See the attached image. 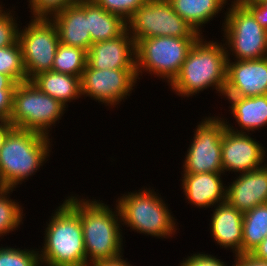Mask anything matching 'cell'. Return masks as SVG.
I'll list each match as a JSON object with an SVG mask.
<instances>
[{
  "label": "cell",
  "mask_w": 267,
  "mask_h": 266,
  "mask_svg": "<svg viewBox=\"0 0 267 266\" xmlns=\"http://www.w3.org/2000/svg\"><path fill=\"white\" fill-rule=\"evenodd\" d=\"M15 87H0V120L10 119Z\"/></svg>",
  "instance_id": "d6a6232c"
},
{
  "label": "cell",
  "mask_w": 267,
  "mask_h": 266,
  "mask_svg": "<svg viewBox=\"0 0 267 266\" xmlns=\"http://www.w3.org/2000/svg\"><path fill=\"white\" fill-rule=\"evenodd\" d=\"M182 189L191 205L199 208H213L226 201V187L222 173H183Z\"/></svg>",
  "instance_id": "d6986e66"
},
{
  "label": "cell",
  "mask_w": 267,
  "mask_h": 266,
  "mask_svg": "<svg viewBox=\"0 0 267 266\" xmlns=\"http://www.w3.org/2000/svg\"><path fill=\"white\" fill-rule=\"evenodd\" d=\"M50 19L57 28L61 43L89 50L91 35L88 31V0H78Z\"/></svg>",
  "instance_id": "e0dca14e"
},
{
  "label": "cell",
  "mask_w": 267,
  "mask_h": 266,
  "mask_svg": "<svg viewBox=\"0 0 267 266\" xmlns=\"http://www.w3.org/2000/svg\"><path fill=\"white\" fill-rule=\"evenodd\" d=\"M244 6L255 18V20L267 31V0L254 5Z\"/></svg>",
  "instance_id": "836d02e7"
},
{
  "label": "cell",
  "mask_w": 267,
  "mask_h": 266,
  "mask_svg": "<svg viewBox=\"0 0 267 266\" xmlns=\"http://www.w3.org/2000/svg\"><path fill=\"white\" fill-rule=\"evenodd\" d=\"M12 128L13 125L8 120H0V148L3 145L5 137Z\"/></svg>",
  "instance_id": "74e56055"
},
{
  "label": "cell",
  "mask_w": 267,
  "mask_h": 266,
  "mask_svg": "<svg viewBox=\"0 0 267 266\" xmlns=\"http://www.w3.org/2000/svg\"><path fill=\"white\" fill-rule=\"evenodd\" d=\"M66 109L59 101L40 91L31 81L17 83L9 122L13 127L49 137L52 125L55 126L61 120Z\"/></svg>",
  "instance_id": "52a82bcc"
},
{
  "label": "cell",
  "mask_w": 267,
  "mask_h": 266,
  "mask_svg": "<svg viewBox=\"0 0 267 266\" xmlns=\"http://www.w3.org/2000/svg\"><path fill=\"white\" fill-rule=\"evenodd\" d=\"M202 36L193 44L180 72L169 84L176 95L184 98L192 97L209 87L220 96L224 93L228 60L225 44L206 41L205 36Z\"/></svg>",
  "instance_id": "7a4b0ae2"
},
{
  "label": "cell",
  "mask_w": 267,
  "mask_h": 266,
  "mask_svg": "<svg viewBox=\"0 0 267 266\" xmlns=\"http://www.w3.org/2000/svg\"><path fill=\"white\" fill-rule=\"evenodd\" d=\"M267 95V57L227 60L224 96L252 97Z\"/></svg>",
  "instance_id": "5bb4252c"
},
{
  "label": "cell",
  "mask_w": 267,
  "mask_h": 266,
  "mask_svg": "<svg viewBox=\"0 0 267 266\" xmlns=\"http://www.w3.org/2000/svg\"><path fill=\"white\" fill-rule=\"evenodd\" d=\"M40 91L53 97L62 105L68 107V102L79 99L81 94V78L58 73L54 71H46L39 73L30 80Z\"/></svg>",
  "instance_id": "44dd1931"
},
{
  "label": "cell",
  "mask_w": 267,
  "mask_h": 266,
  "mask_svg": "<svg viewBox=\"0 0 267 266\" xmlns=\"http://www.w3.org/2000/svg\"><path fill=\"white\" fill-rule=\"evenodd\" d=\"M267 236V203L243 213L242 254L250 253Z\"/></svg>",
  "instance_id": "cb8c5ba5"
},
{
  "label": "cell",
  "mask_w": 267,
  "mask_h": 266,
  "mask_svg": "<svg viewBox=\"0 0 267 266\" xmlns=\"http://www.w3.org/2000/svg\"><path fill=\"white\" fill-rule=\"evenodd\" d=\"M239 5H254L259 4L264 0H235Z\"/></svg>",
  "instance_id": "ab89813d"
},
{
  "label": "cell",
  "mask_w": 267,
  "mask_h": 266,
  "mask_svg": "<svg viewBox=\"0 0 267 266\" xmlns=\"http://www.w3.org/2000/svg\"><path fill=\"white\" fill-rule=\"evenodd\" d=\"M107 12L117 14L127 21L147 0H94Z\"/></svg>",
  "instance_id": "4dcf8cb0"
},
{
  "label": "cell",
  "mask_w": 267,
  "mask_h": 266,
  "mask_svg": "<svg viewBox=\"0 0 267 266\" xmlns=\"http://www.w3.org/2000/svg\"><path fill=\"white\" fill-rule=\"evenodd\" d=\"M123 257L124 256H120L119 258L112 260L99 261L89 266H132L129 262H126Z\"/></svg>",
  "instance_id": "8d00e7d4"
},
{
  "label": "cell",
  "mask_w": 267,
  "mask_h": 266,
  "mask_svg": "<svg viewBox=\"0 0 267 266\" xmlns=\"http://www.w3.org/2000/svg\"><path fill=\"white\" fill-rule=\"evenodd\" d=\"M138 192V193H137ZM121 194L116 200L121 222L133 231L157 238H172L177 229L176 219L164 199L149 188Z\"/></svg>",
  "instance_id": "5b68a950"
},
{
  "label": "cell",
  "mask_w": 267,
  "mask_h": 266,
  "mask_svg": "<svg viewBox=\"0 0 267 266\" xmlns=\"http://www.w3.org/2000/svg\"><path fill=\"white\" fill-rule=\"evenodd\" d=\"M17 83L8 75L0 73V87H16Z\"/></svg>",
  "instance_id": "f35d334b"
},
{
  "label": "cell",
  "mask_w": 267,
  "mask_h": 266,
  "mask_svg": "<svg viewBox=\"0 0 267 266\" xmlns=\"http://www.w3.org/2000/svg\"><path fill=\"white\" fill-rule=\"evenodd\" d=\"M250 133H236L225 129L222 137L223 174L227 171L246 173L266 163L265 150L262 143L252 138ZM265 156V157H264ZM264 163V164H262Z\"/></svg>",
  "instance_id": "4fadbf2b"
},
{
  "label": "cell",
  "mask_w": 267,
  "mask_h": 266,
  "mask_svg": "<svg viewBox=\"0 0 267 266\" xmlns=\"http://www.w3.org/2000/svg\"><path fill=\"white\" fill-rule=\"evenodd\" d=\"M39 249L0 247V266H41Z\"/></svg>",
  "instance_id": "83f0119b"
},
{
  "label": "cell",
  "mask_w": 267,
  "mask_h": 266,
  "mask_svg": "<svg viewBox=\"0 0 267 266\" xmlns=\"http://www.w3.org/2000/svg\"><path fill=\"white\" fill-rule=\"evenodd\" d=\"M250 254L260 260L267 262V236L263 239V241L255 247Z\"/></svg>",
  "instance_id": "d590c367"
},
{
  "label": "cell",
  "mask_w": 267,
  "mask_h": 266,
  "mask_svg": "<svg viewBox=\"0 0 267 266\" xmlns=\"http://www.w3.org/2000/svg\"><path fill=\"white\" fill-rule=\"evenodd\" d=\"M231 104L229 108L230 113L233 114L237 122L238 130L225 121L226 127L236 133H248L250 131L259 130L261 127L267 125V95L252 96V97H235L225 96ZM243 129V130H242Z\"/></svg>",
  "instance_id": "ffe728a7"
},
{
  "label": "cell",
  "mask_w": 267,
  "mask_h": 266,
  "mask_svg": "<svg viewBox=\"0 0 267 266\" xmlns=\"http://www.w3.org/2000/svg\"><path fill=\"white\" fill-rule=\"evenodd\" d=\"M230 2L221 26L227 58L230 59L231 54L234 61L267 57V31L244 6L235 0Z\"/></svg>",
  "instance_id": "ba28073f"
},
{
  "label": "cell",
  "mask_w": 267,
  "mask_h": 266,
  "mask_svg": "<svg viewBox=\"0 0 267 266\" xmlns=\"http://www.w3.org/2000/svg\"><path fill=\"white\" fill-rule=\"evenodd\" d=\"M137 79L136 69L100 70L87 64L81 76V94L105 106L116 107L130 96Z\"/></svg>",
  "instance_id": "7c38bea8"
},
{
  "label": "cell",
  "mask_w": 267,
  "mask_h": 266,
  "mask_svg": "<svg viewBox=\"0 0 267 266\" xmlns=\"http://www.w3.org/2000/svg\"><path fill=\"white\" fill-rule=\"evenodd\" d=\"M199 37H150L136 42L137 78L147 71L170 84ZM141 74V75H139Z\"/></svg>",
  "instance_id": "8992f818"
},
{
  "label": "cell",
  "mask_w": 267,
  "mask_h": 266,
  "mask_svg": "<svg viewBox=\"0 0 267 266\" xmlns=\"http://www.w3.org/2000/svg\"><path fill=\"white\" fill-rule=\"evenodd\" d=\"M174 11L200 35L202 26L220 14L228 0H168Z\"/></svg>",
  "instance_id": "7402d4cb"
},
{
  "label": "cell",
  "mask_w": 267,
  "mask_h": 266,
  "mask_svg": "<svg viewBox=\"0 0 267 266\" xmlns=\"http://www.w3.org/2000/svg\"><path fill=\"white\" fill-rule=\"evenodd\" d=\"M210 220V233L218 245L242 254L243 213L227 201L214 206Z\"/></svg>",
  "instance_id": "ac0fdd59"
},
{
  "label": "cell",
  "mask_w": 267,
  "mask_h": 266,
  "mask_svg": "<svg viewBox=\"0 0 267 266\" xmlns=\"http://www.w3.org/2000/svg\"><path fill=\"white\" fill-rule=\"evenodd\" d=\"M232 266H267V262L253 257L250 253L235 255Z\"/></svg>",
  "instance_id": "e575fe53"
},
{
  "label": "cell",
  "mask_w": 267,
  "mask_h": 266,
  "mask_svg": "<svg viewBox=\"0 0 267 266\" xmlns=\"http://www.w3.org/2000/svg\"><path fill=\"white\" fill-rule=\"evenodd\" d=\"M14 16L12 10L6 12L0 7V47H8L19 41V27Z\"/></svg>",
  "instance_id": "f546056e"
},
{
  "label": "cell",
  "mask_w": 267,
  "mask_h": 266,
  "mask_svg": "<svg viewBox=\"0 0 267 266\" xmlns=\"http://www.w3.org/2000/svg\"><path fill=\"white\" fill-rule=\"evenodd\" d=\"M135 42L150 37H200L168 0H147L126 21Z\"/></svg>",
  "instance_id": "9c48e42d"
},
{
  "label": "cell",
  "mask_w": 267,
  "mask_h": 266,
  "mask_svg": "<svg viewBox=\"0 0 267 266\" xmlns=\"http://www.w3.org/2000/svg\"><path fill=\"white\" fill-rule=\"evenodd\" d=\"M12 191L15 190L0 187V237L17 230L23 223V215H25L23 207L15 199L10 198Z\"/></svg>",
  "instance_id": "484cf974"
},
{
  "label": "cell",
  "mask_w": 267,
  "mask_h": 266,
  "mask_svg": "<svg viewBox=\"0 0 267 266\" xmlns=\"http://www.w3.org/2000/svg\"><path fill=\"white\" fill-rule=\"evenodd\" d=\"M87 65V51L59 43L51 71L81 78Z\"/></svg>",
  "instance_id": "d4e9b609"
},
{
  "label": "cell",
  "mask_w": 267,
  "mask_h": 266,
  "mask_svg": "<svg viewBox=\"0 0 267 266\" xmlns=\"http://www.w3.org/2000/svg\"><path fill=\"white\" fill-rule=\"evenodd\" d=\"M52 140L35 131L13 127L0 148V187L15 188L48 161Z\"/></svg>",
  "instance_id": "3957f363"
},
{
  "label": "cell",
  "mask_w": 267,
  "mask_h": 266,
  "mask_svg": "<svg viewBox=\"0 0 267 266\" xmlns=\"http://www.w3.org/2000/svg\"><path fill=\"white\" fill-rule=\"evenodd\" d=\"M50 219L39 251L41 266H86L79 215L64 201Z\"/></svg>",
  "instance_id": "277c9868"
},
{
  "label": "cell",
  "mask_w": 267,
  "mask_h": 266,
  "mask_svg": "<svg viewBox=\"0 0 267 266\" xmlns=\"http://www.w3.org/2000/svg\"><path fill=\"white\" fill-rule=\"evenodd\" d=\"M226 201L242 213L267 203V164L239 174L226 187Z\"/></svg>",
  "instance_id": "2e32d148"
},
{
  "label": "cell",
  "mask_w": 267,
  "mask_h": 266,
  "mask_svg": "<svg viewBox=\"0 0 267 266\" xmlns=\"http://www.w3.org/2000/svg\"><path fill=\"white\" fill-rule=\"evenodd\" d=\"M67 198L64 201L79 215L82 224L86 266L122 256V222L117 204L111 209L96 199H80L78 195Z\"/></svg>",
  "instance_id": "6da1fadb"
},
{
  "label": "cell",
  "mask_w": 267,
  "mask_h": 266,
  "mask_svg": "<svg viewBox=\"0 0 267 266\" xmlns=\"http://www.w3.org/2000/svg\"><path fill=\"white\" fill-rule=\"evenodd\" d=\"M204 252L193 253L191 256L185 258V260L180 262L179 266H226L223 261L217 259L216 256L211 254H203Z\"/></svg>",
  "instance_id": "1f68e13d"
},
{
  "label": "cell",
  "mask_w": 267,
  "mask_h": 266,
  "mask_svg": "<svg viewBox=\"0 0 267 266\" xmlns=\"http://www.w3.org/2000/svg\"><path fill=\"white\" fill-rule=\"evenodd\" d=\"M194 130L183 162V173H223L222 137L226 124L221 116L205 117Z\"/></svg>",
  "instance_id": "30bf717a"
},
{
  "label": "cell",
  "mask_w": 267,
  "mask_h": 266,
  "mask_svg": "<svg viewBox=\"0 0 267 266\" xmlns=\"http://www.w3.org/2000/svg\"><path fill=\"white\" fill-rule=\"evenodd\" d=\"M126 29V21L121 16L107 12L94 0H88V31L91 35V45L116 38Z\"/></svg>",
  "instance_id": "603a6c76"
},
{
  "label": "cell",
  "mask_w": 267,
  "mask_h": 266,
  "mask_svg": "<svg viewBox=\"0 0 267 266\" xmlns=\"http://www.w3.org/2000/svg\"><path fill=\"white\" fill-rule=\"evenodd\" d=\"M26 26L19 29V43L27 81H30L39 73L52 69L60 40L51 19L31 18Z\"/></svg>",
  "instance_id": "8fae6325"
},
{
  "label": "cell",
  "mask_w": 267,
  "mask_h": 266,
  "mask_svg": "<svg viewBox=\"0 0 267 266\" xmlns=\"http://www.w3.org/2000/svg\"><path fill=\"white\" fill-rule=\"evenodd\" d=\"M0 73L10 76L16 83L27 81L19 41L8 47H0Z\"/></svg>",
  "instance_id": "4316f807"
},
{
  "label": "cell",
  "mask_w": 267,
  "mask_h": 266,
  "mask_svg": "<svg viewBox=\"0 0 267 266\" xmlns=\"http://www.w3.org/2000/svg\"><path fill=\"white\" fill-rule=\"evenodd\" d=\"M93 69H136V42L127 29L118 37L93 43L87 51Z\"/></svg>",
  "instance_id": "9a60e30c"
},
{
  "label": "cell",
  "mask_w": 267,
  "mask_h": 266,
  "mask_svg": "<svg viewBox=\"0 0 267 266\" xmlns=\"http://www.w3.org/2000/svg\"><path fill=\"white\" fill-rule=\"evenodd\" d=\"M78 0H28L32 18L50 19L66 7L76 3Z\"/></svg>",
  "instance_id": "f1b7e54d"
}]
</instances>
